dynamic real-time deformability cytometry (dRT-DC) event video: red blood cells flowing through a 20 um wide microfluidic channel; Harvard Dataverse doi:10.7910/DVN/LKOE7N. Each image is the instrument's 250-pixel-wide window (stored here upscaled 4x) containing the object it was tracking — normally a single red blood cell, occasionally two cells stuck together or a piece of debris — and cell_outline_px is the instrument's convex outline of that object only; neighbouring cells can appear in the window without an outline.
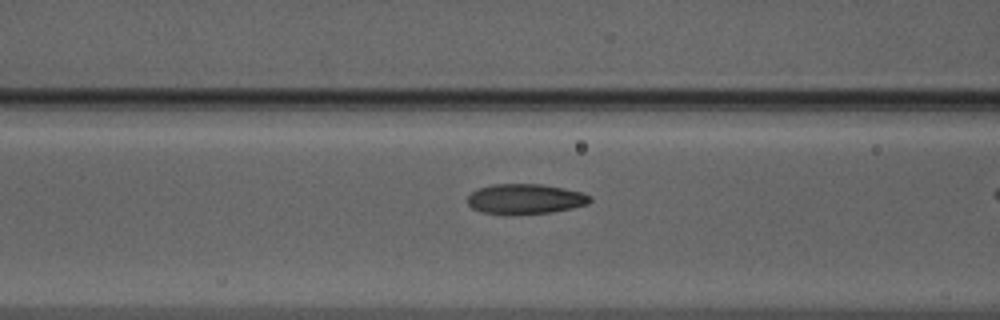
{"species": "Egyptian fruit bat (a non-hibernating species)", "species_latin": "Rousettus aegyptiacus", "temperature_condition": "warm", "stored_images_in_passage": 33, "camera_frame_rate_fps": 3000, "um_per_image_px": 0.085, "animal": {"sex": "male"}, "frame": {"image": 1, "passage_image": 13, "time_ms": 4.0, "image_size_px": [1000, 320], "cell_outline_px": [[592, 200], [588, 204], [572, 208], [552, 212], [516, 216], [508, 216], [480, 212], [472, 208], [468, 204], [468, 196], [476, 188], [492, 184], [540, 184], [564, 188], [580, 192], [592, 196]], "centroid_in_image_um": [44.61, 16.94], "position_along_channel_um": 122.0, "area_um2": 22.08}}
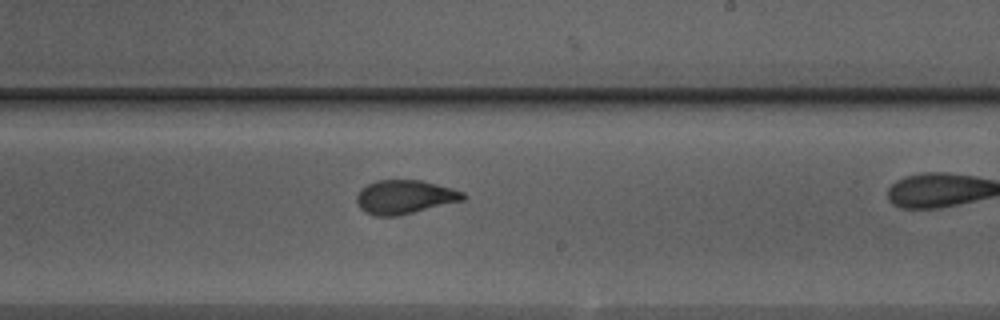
{"frame": {"image": 2, "passage_image": 23, "time_ms": 7.333, "image_size_px": [1000, 320], "cell_outline_px": [[468, 196], [464, 200], [396, 216], [376, 216], [364, 212], [360, 208], [356, 200], [356, 196], [360, 188], [376, 180], [420, 180], [452, 188], [464, 192]], "centroid_in_image_um": [34.38, 16.74], "position_along_channel_um": 254.6, "area_um2": 20.98}}
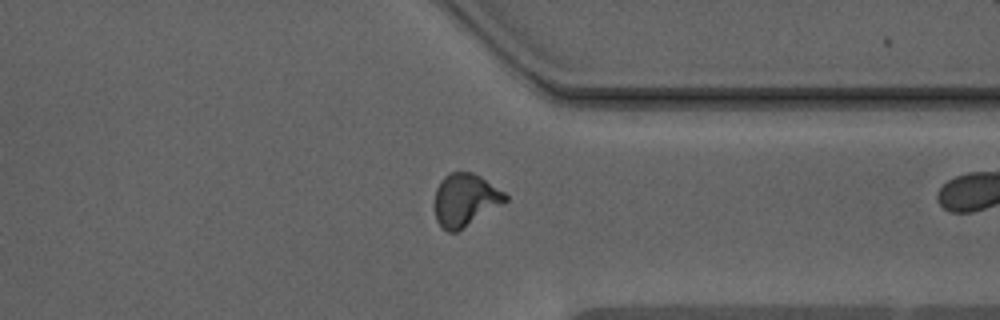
{"frame": {"image": 3, "passage_image": 32, "time_ms": 10.333, "image_size_px": [1000, 320], "cell_outline_px": [[508, 200], [464, 228], [456, 232], [448, 232], [440, 228], [436, 220], [436, 188], [440, 180], [448, 172], [472, 172], [480, 176], [504, 192], [508, 196]], "centroid_in_image_um": [39.53, 17.0], "position_along_channel_um": 371.9, "area_um2": 21.62}}